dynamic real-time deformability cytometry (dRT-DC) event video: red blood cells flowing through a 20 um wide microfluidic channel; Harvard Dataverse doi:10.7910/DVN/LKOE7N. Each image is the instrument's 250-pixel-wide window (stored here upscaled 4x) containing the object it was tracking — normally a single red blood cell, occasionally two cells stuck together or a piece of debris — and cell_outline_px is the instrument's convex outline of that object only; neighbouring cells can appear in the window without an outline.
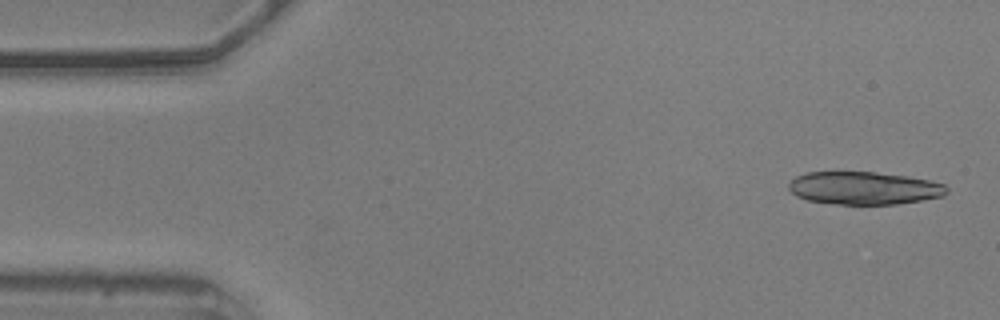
{"species": "common noctule bat (a hibernating species)", "species_latin": "Nyctalus noctula", "temperature_condition": "warm", "stored_images_in_passage": 54, "segment_of_instrument_passage": [1, 2], "camera_frame_rate_fps": 3000, "um_per_image_px": 0.085, "animal": {"sex": "male", "body_mass_g": 20.5, "forearm_length_mm": 52.5}, "frame": {"image": 1, "passage_image": 2, "time_ms": 0.333, "image_size_px": [1000, 320], "cell_outline_px": [[948, 192], [944, 196], [896, 204], [836, 204], [808, 200], [796, 196], [788, 188], [788, 184], [796, 176], [808, 172], [876, 172], [908, 176], [932, 180], [944, 184], [948, 188]], "centroid_in_image_um": [73.47, 15.98], "position_along_channel_um": 11.5, "area_um2": 30.29}}